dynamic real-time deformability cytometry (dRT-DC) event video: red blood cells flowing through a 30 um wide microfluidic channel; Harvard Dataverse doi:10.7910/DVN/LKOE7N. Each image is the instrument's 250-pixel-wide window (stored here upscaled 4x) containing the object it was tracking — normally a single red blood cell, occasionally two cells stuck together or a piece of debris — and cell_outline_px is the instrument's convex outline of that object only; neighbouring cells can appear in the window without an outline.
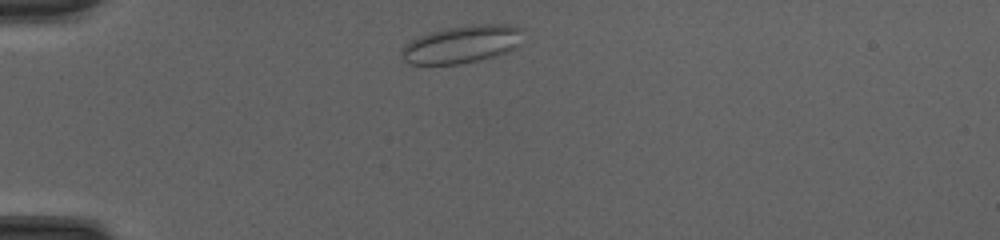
{"species": "common noctule bat (a hibernating species)", "species_latin": "Nyctalus noctula", "temperature_condition": "cold", "stored_images_in_passage": 38, "camera_frame_rate_fps": 3000, "um_per_image_px": 0.085, "animal": {"sex": "female", "body_mass_g": 20.0, "forearm_length_mm": 54.0}, "frame": {"image": 1, "passage_image": 2, "time_ms": 0.333, "image_size_px": [1000, 240], "cell_outline_px": [[524, 28], [520, 44], [516, 48], [492, 56], [460, 64], [408, 64], [404, 60], [404, 44], [428, 32], [448, 28], [480, 24], [508, 24]], "centroid_in_image_um": [39.31, 3.75], "position_along_channel_um": 45.7, "area_um2": 26.3}}
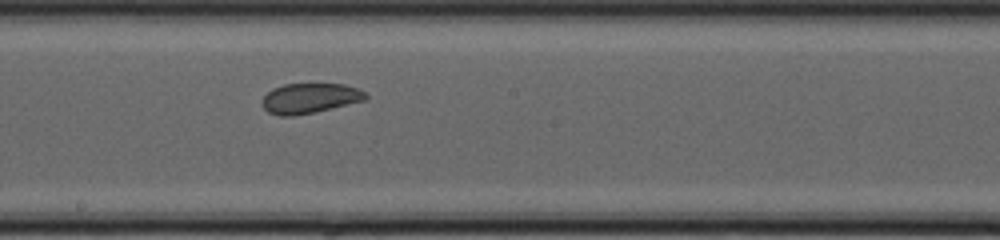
{"frame": {"image": 2, "passage_image": 17, "time_ms": 5.333, "image_size_px": [1000, 240], "cell_outline_px": [[368, 96], [364, 100], [316, 112], [292, 116], [280, 116], [268, 112], [260, 104], [264, 96], [272, 88], [284, 84], [344, 84], [356, 88], [364, 92]], "centroid_in_image_um": [26.28, 8.35], "position_along_channel_um": 221.9, "area_um2": 18.09}}
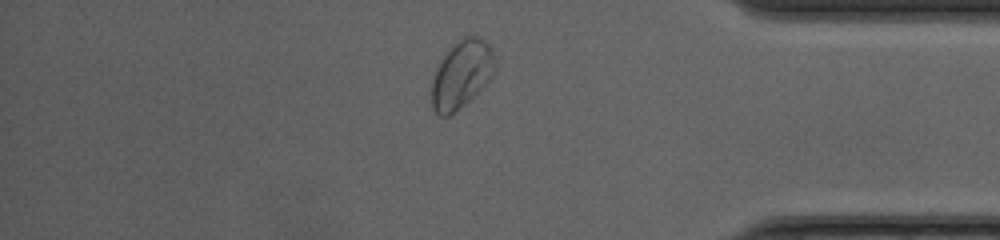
{"frame": {"image": 3, "passage_image": 31, "time_ms": 10.0, "image_size_px": [1000, 240], "cell_outline_px": [[496, 68], [492, 76], [464, 104], [448, 116], [440, 116], [432, 108], [432, 76], [444, 52], [452, 44], [464, 36], [476, 36], [484, 40], [488, 44], [492, 52]], "centroid_in_image_um": [39.2, 6.28], "position_along_channel_um": 396.0, "area_um2": 24.74}, "authors_computed_cell_mechanics": {"area_um2": 19.8254, "velocity_mm_per_s": 4.1673, "shape_relaxation_time_tau1_ms": null, "shape_relaxation_time_tau2_ms": 1.5737, "deformation_change_tau1": null, "deformation_change_tau2": 0.0566}}